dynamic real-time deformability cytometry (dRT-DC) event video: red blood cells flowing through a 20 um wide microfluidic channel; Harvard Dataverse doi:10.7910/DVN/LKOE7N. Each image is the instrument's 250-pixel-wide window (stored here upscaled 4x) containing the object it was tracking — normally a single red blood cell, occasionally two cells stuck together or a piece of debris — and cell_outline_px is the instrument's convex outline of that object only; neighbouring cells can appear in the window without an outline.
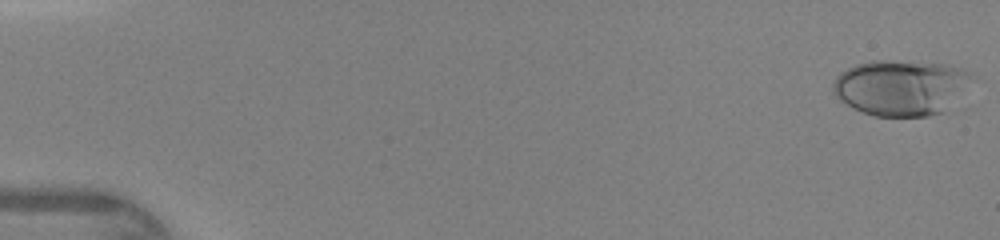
{"species": "human", "species_latin": "Homo sapiens", "temperature_condition": "warm", "stored_images_in_passage": 46, "camera_frame_rate_fps": 3000, "um_per_image_px": 0.085, "donor": {"sex": "female"}, "frame": {"image": 1, "passage_image": 1, "time_ms": 0.0, "image_size_px": [1000, 240], "cell_outline_px": [[968, 76], [944, 112], [928, 116], [876, 116], [852, 108], [840, 100], [832, 92], [832, 84], [836, 76], [840, 72], [856, 64], [872, 60], [888, 60], [944, 64], [960, 68], [968, 72]], "centroid_in_image_um": [76.41, 7.43], "position_along_channel_um": 8.6, "area_um2": 43.87}}
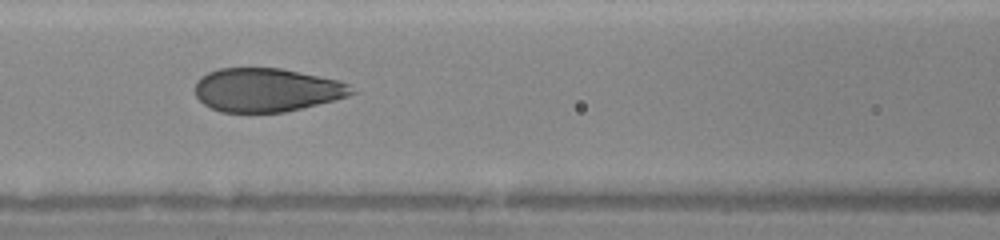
{"frame": {"image": 2, "passage_image": 21, "time_ms": 6.667, "image_size_px": [1000, 240], "cell_outline_px": [[360, 92], [336, 100], [284, 112], [220, 112], [204, 104], [196, 96], [196, 80], [200, 76], [208, 72], [220, 68], [280, 68], [340, 80], [348, 84]], "centroid_in_image_um": [22.7, 7.64], "position_along_channel_um": 143.9, "area_um2": 40.0}}
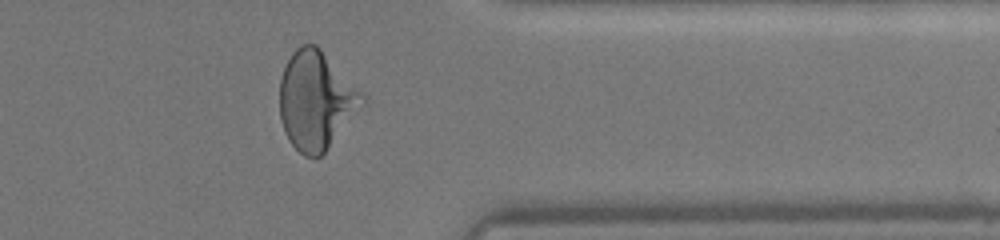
{"frame": {"image": 3, "passage_image": 38, "time_ms": 12.333, "image_size_px": [1000, 240], "cell_outline_px": [[368, 104], [324, 152], [320, 156], [304, 156], [288, 140], [284, 132], [280, 116], [280, 80], [284, 68], [292, 52], [300, 44], [316, 44], [368, 96]], "centroid_in_image_um": [26.93, 8.52], "position_along_channel_um": 384.5, "area_um2": 48.03}}